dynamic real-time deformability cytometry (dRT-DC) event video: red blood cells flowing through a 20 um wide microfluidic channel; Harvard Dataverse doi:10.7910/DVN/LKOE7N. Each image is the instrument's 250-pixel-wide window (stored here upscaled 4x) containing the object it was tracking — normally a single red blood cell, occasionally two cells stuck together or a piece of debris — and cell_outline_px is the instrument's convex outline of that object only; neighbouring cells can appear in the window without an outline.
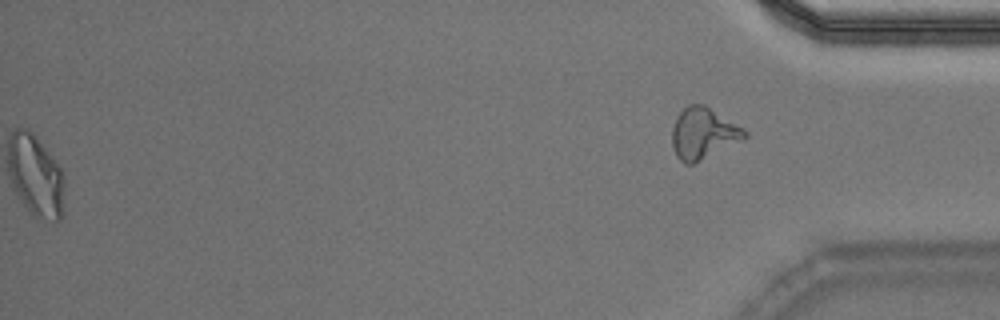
{"species": "Egyptian fruit bat (a non-hibernating species)", "species_latin": "Rousettus aegyptiacus", "temperature_condition": "warm", "stored_images_in_passage": 37, "segment_of_instrument_passage": [2, 2], "camera_frame_rate_fps": 3000, "um_per_image_px": 0.085, "animal": {"sex": "male"}, "frame": {"image": 1, "passage_image": 37, "time_ms": 12.0, "image_size_px": [1000, 320], "cell_outline_px": [[748, 136], [744, 140], [692, 164], [684, 164], [676, 156], [672, 144], [672, 128], [676, 116], [688, 104], [704, 104], [744, 128], [748, 132]], "centroid_in_image_um": [59.79, 11.34], "position_along_channel_um": 375.4, "area_um2": 21.79}}